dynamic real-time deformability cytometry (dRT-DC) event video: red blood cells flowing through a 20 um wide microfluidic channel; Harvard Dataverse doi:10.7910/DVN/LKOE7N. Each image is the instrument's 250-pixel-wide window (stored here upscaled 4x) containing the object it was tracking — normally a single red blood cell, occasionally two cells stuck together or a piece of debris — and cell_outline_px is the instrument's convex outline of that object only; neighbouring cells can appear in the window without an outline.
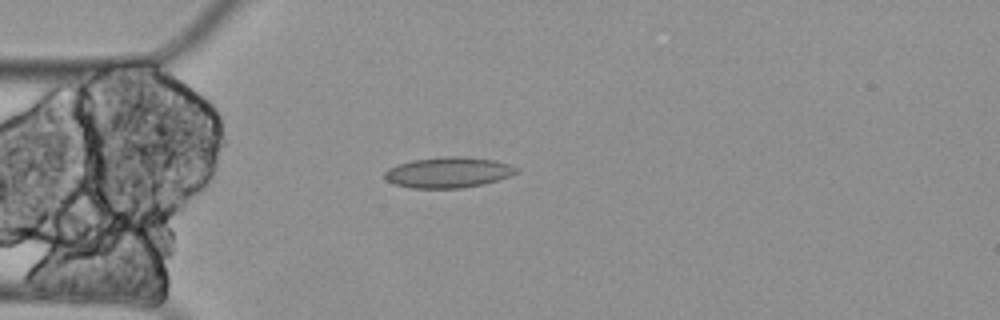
{"species": "Egyptian fruit bat (a non-hibernating species)", "species_latin": "Rousettus aegyptiacus", "temperature_condition": "cold", "stored_images_in_passage": 17, "camera_frame_rate_fps": 3000, "um_per_image_px": 0.085, "animal": {"sex": "female"}, "frame": {"image": 1, "passage_image": 1, "time_ms": 0.0, "image_size_px": [1000, 320], "cell_outline_px": [[520, 168], [516, 172], [508, 176], [484, 184], [460, 188], [412, 188], [392, 184], [384, 176], [384, 172], [388, 168], [412, 160], [444, 156], [464, 156], [492, 160], [508, 164]], "centroid_in_image_um": [38.07, 14.65], "position_along_channel_um": 46.9, "area_um2": 23.41}}
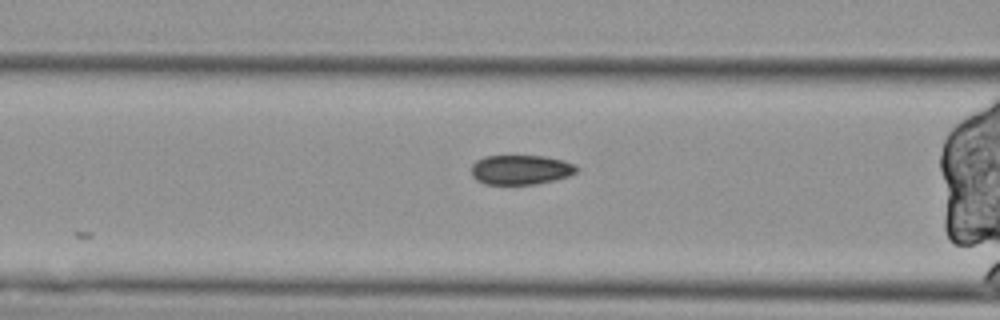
{"frame": {"image": 2, "passage_image": 8, "time_ms": 2.333, "image_size_px": [1000, 320], "cell_outline_px": [[580, 168], [576, 172], [568, 176], [536, 184], [484, 184], [476, 180], [472, 176], [472, 164], [476, 160], [484, 156], [544, 156], [564, 160], [576, 164]], "centroid_in_image_um": [44.27, 14.42], "position_along_channel_um": 122.3, "area_um2": 18.26}}
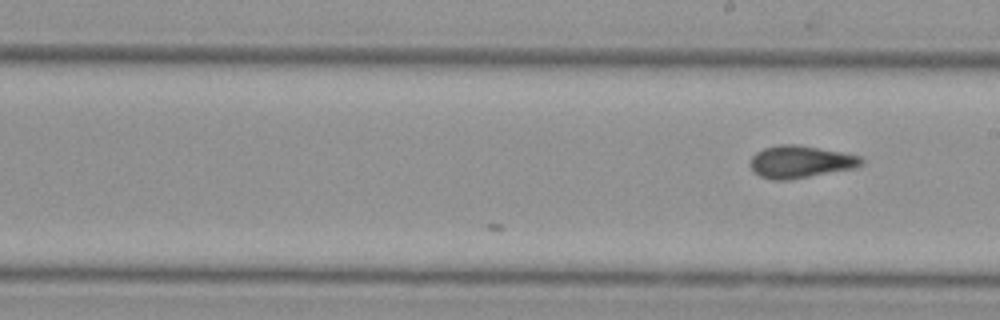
{"frame": {"image": 3, "passage_image": 17, "time_ms": 5.333, "image_size_px": [1000, 320], "cell_outline_px": [[864, 164], [856, 168], [788, 180], [772, 180], [760, 176], [752, 172], [748, 164], [752, 156], [756, 152], [764, 148], [780, 144], [796, 144], [840, 152], [860, 156], [864, 160]], "centroid_in_image_um": [68.0, 13.76], "position_along_channel_um": 221.0, "area_um2": 21.1}}